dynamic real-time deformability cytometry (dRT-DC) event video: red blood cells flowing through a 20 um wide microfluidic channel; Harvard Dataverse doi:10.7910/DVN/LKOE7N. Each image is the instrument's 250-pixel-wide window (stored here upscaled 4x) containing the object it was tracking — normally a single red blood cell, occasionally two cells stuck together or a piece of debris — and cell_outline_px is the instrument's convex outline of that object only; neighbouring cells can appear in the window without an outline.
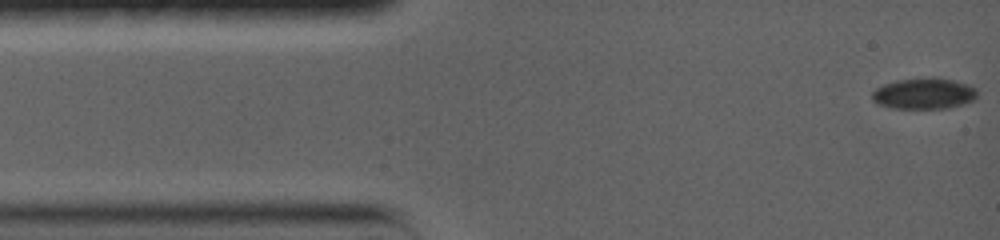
{"species": "common noctule bat (a hibernating species)", "species_latin": "Nyctalus noctula", "temperature_condition": "warm", "stored_images_in_passage": 49, "camera_frame_rate_fps": 5000, "um_per_image_px": 0.085, "animal": {"sex": "female", "body_mass_g": 19.0, "forearm_length_mm": 56.7}, "frame": {"image": 1, "passage_image": 1, "time_ms": 0.0, "image_size_px": [1000, 240], "cell_outline_px": [[976, 100], [964, 104], [948, 108], [892, 108], [880, 104], [872, 100], [872, 92], [876, 88], [884, 84], [896, 80], [928, 76], [936, 76], [972, 84], [976, 88]], "centroid_in_image_um": [78.59, 7.92], "position_along_channel_um": 6.4, "area_um2": 19.48}}
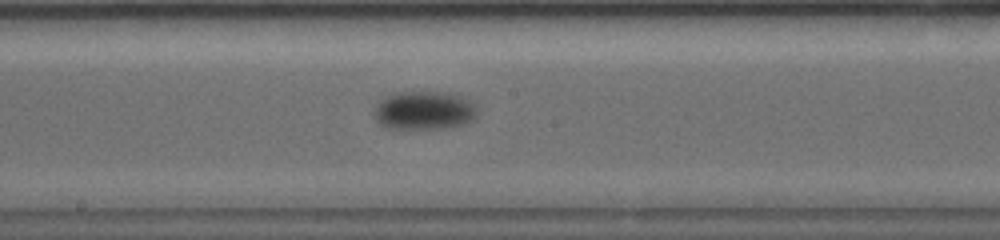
{"frame": {"image": 2, "passage_image": 23, "time_ms": 8.8, "image_size_px": [1000, 240], "cell_outline_px": [[476, 116], [472, 120], [464, 124], [448, 128], [384, 128], [376, 120], [372, 112], [376, 104], [384, 96], [396, 92], [452, 92], [468, 100], [476, 108]], "centroid_in_image_um": [36.0, 9.38], "position_along_channel_um": 212.2, "area_um2": 23.35}}
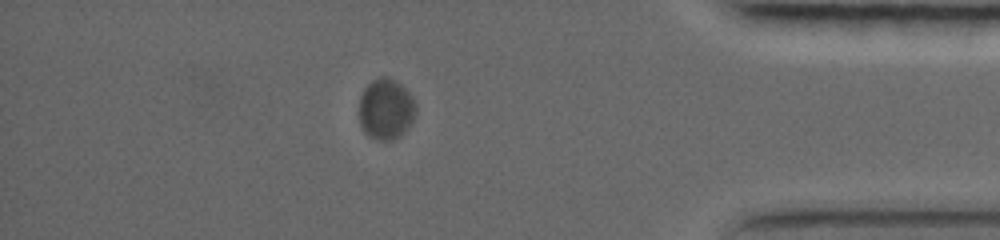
{"frame": {"image": 3, "passage_image": 38, "time_ms": 15.6, "image_size_px": [1000, 240], "cell_outline_px": [[416, 116], [408, 128], [400, 136], [392, 140], [380, 140], [368, 136], [364, 132], [360, 124], [360, 96], [364, 88], [372, 80], [380, 76], [388, 76], [396, 80], [412, 96], [416, 104]], "centroid_in_image_um": [32.82, 9.27], "position_along_channel_um": 402.4, "area_um2": 20.35}, "authors_computed_cell_mechanics": {"area_um2": 20.808, "velocity_mm_per_s": 3.283, "shape_relaxation_time_tau1_ms": 2.8471, "shape_relaxation_time_tau2_ms": null, "deformation_change_tau1": 0.0608, "deformation_change_tau2": null}}